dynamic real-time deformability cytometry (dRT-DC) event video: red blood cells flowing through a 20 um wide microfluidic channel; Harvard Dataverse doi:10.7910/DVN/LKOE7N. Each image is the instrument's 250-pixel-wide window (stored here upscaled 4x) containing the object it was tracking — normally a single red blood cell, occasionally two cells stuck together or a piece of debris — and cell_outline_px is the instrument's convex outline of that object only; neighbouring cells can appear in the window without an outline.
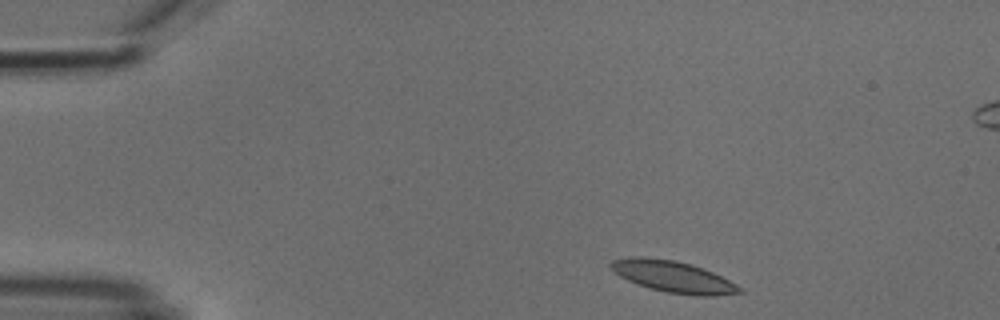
{"species": "common noctule bat (a hibernating species)", "species_latin": "Nyctalus noctula", "temperature_condition": "cold", "stored_images_in_passage": 3, "camera_frame_rate_fps": 3000, "um_per_image_px": 0.085, "animal": {"sex": "male", "body_mass_g": 18.8}, "frame": {"image": 1, "passage_image": 1, "time_ms": 0.0, "image_size_px": [1000, 320], "cell_outline_px": [[744, 292], [716, 296], [696, 296], [668, 292], [652, 288], [628, 280], [620, 276], [608, 264], [612, 260], [628, 256], [644, 256], [676, 260], [692, 264], [712, 272], [744, 288]], "centroid_in_image_um": [57.24, 23.5], "position_along_channel_um": 27.8, "area_um2": 23.58}}